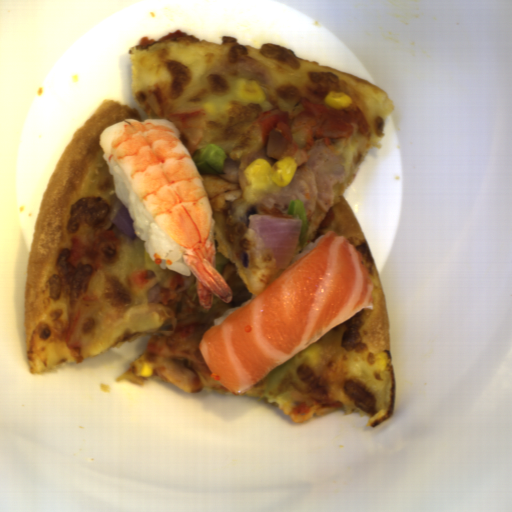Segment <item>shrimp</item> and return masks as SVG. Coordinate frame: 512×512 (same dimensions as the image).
I'll list each match as a JSON object with an SVG mask.
<instances>
[{
    "instance_id": "a79e029a",
    "label": "shrimp",
    "mask_w": 512,
    "mask_h": 512,
    "mask_svg": "<svg viewBox=\"0 0 512 512\" xmlns=\"http://www.w3.org/2000/svg\"><path fill=\"white\" fill-rule=\"evenodd\" d=\"M180 135L172 121L133 118L105 127L98 142L161 233L184 252L207 311L214 296L226 304L233 293L216 267V242L209 238L212 209L202 175Z\"/></svg>"
}]
</instances>
